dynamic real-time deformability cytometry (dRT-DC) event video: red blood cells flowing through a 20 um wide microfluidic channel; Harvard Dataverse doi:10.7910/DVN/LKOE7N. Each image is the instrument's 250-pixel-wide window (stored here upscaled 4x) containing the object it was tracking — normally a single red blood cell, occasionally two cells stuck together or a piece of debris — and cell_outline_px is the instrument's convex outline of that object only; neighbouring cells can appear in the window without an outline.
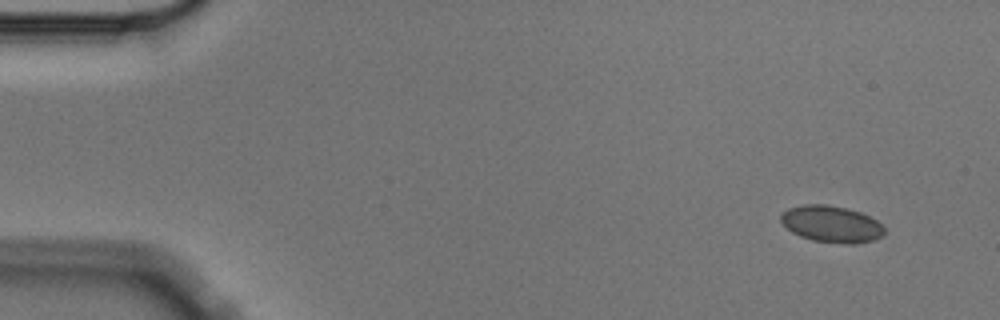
{"species": "Egyptian fruit bat (a non-hibernating species)", "species_latin": "Rousettus aegyptiacus", "temperature_condition": "cold", "stored_images_in_passage": 5, "camera_frame_rate_fps": 3000, "um_per_image_px": 0.085, "animal": {"sex": "male"}, "frame": {"image": 1, "passage_image": 1, "time_ms": 0.0, "image_size_px": [1000, 320], "cell_outline_px": [[884, 232], [880, 236], [872, 240], [852, 244], [844, 244], [812, 240], [800, 236], [792, 232], [780, 220], [780, 216], [788, 208], [804, 204], [828, 204], [848, 208], [860, 212], [876, 220], [884, 228]], "centroid_in_image_um": [70.65, 19.03], "position_along_channel_um": 14.3, "area_um2": 21.96}}
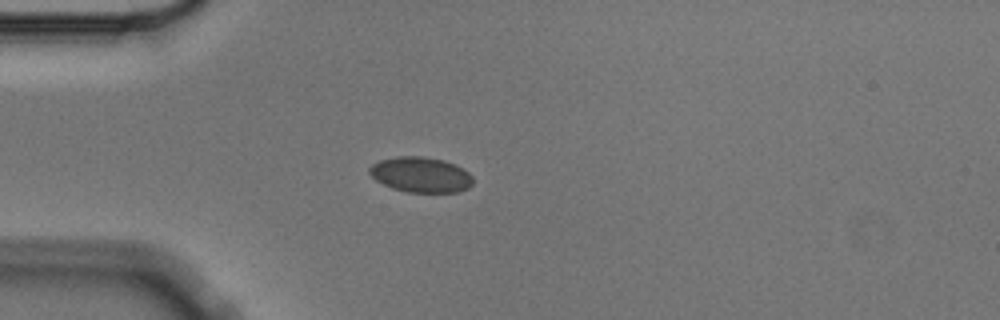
{"frame": {"image": 2, "passage_image": 4, "time_ms": 1.0, "image_size_px": [1000, 320], "cell_outline_px": [[472, 184], [468, 188], [456, 192], [408, 192], [392, 188], [376, 180], [368, 172], [368, 168], [372, 164], [380, 160], [396, 156], [420, 156], [444, 160], [456, 164], [468, 172], [472, 176]], "centroid_in_image_um": [35.76, 14.84], "position_along_channel_um": 49.2, "area_um2": 21.33}}